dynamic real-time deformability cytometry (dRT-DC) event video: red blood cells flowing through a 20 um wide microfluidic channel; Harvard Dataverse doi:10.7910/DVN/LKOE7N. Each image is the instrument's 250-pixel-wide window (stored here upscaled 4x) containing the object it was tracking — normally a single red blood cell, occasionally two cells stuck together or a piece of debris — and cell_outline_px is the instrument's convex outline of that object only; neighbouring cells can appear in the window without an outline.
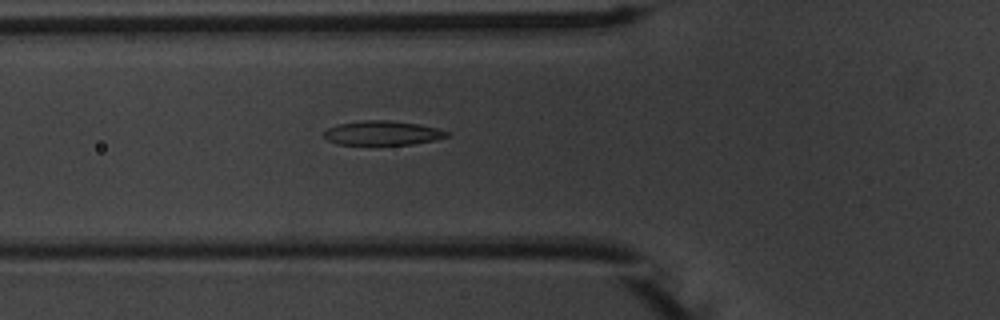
{"species": "common noctule bat (a hibernating species)", "species_latin": "Nyctalus noctula", "temperature_condition": "warm", "stored_images_in_passage": 49, "camera_frame_rate_fps": 3000, "um_per_image_px": 0.085, "animal": {"sex": "male", "body_mass_g": 20.1, "forearm_length_mm": 53.5}, "frame": {"image": 1, "passage_image": 15, "time_ms": 4.667, "image_size_px": [1000, 320], "cell_outline_px": [[448, 136], [432, 140], [412, 144], [336, 144], [328, 140], [324, 136], [324, 132], [328, 128], [340, 124], [360, 120], [388, 120], [416, 124], [436, 128], [448, 132]], "centroid_in_image_um": [32.46, 11.3], "position_along_channel_um": 93.3, "area_um2": 16.99}}
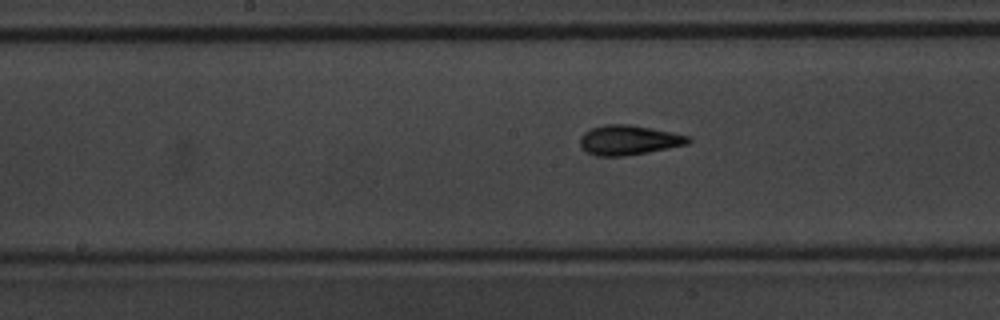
{"frame": {"image": 2, "passage_image": 23, "time_ms": 7.333, "image_size_px": [1000, 320], "cell_outline_px": [[692, 140], [688, 144], [648, 152], [624, 156], [596, 156], [580, 148], [580, 136], [584, 132], [592, 128], [604, 124], [628, 124], [652, 128], [688, 136]], "centroid_in_image_um": [53.41, 11.91], "position_along_channel_um": 194.8, "area_um2": 18.73}}
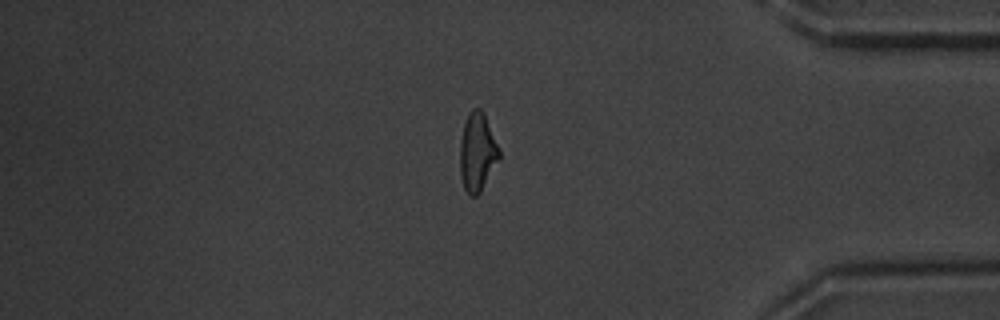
{"frame": {"image": 3, "passage_image": 41, "time_ms": 13.333, "image_size_px": [1000, 320], "cell_outline_px": [[500, 156], [480, 192], [476, 196], [468, 196], [464, 188], [460, 176], [460, 140], [464, 124], [472, 108], [480, 108], [484, 112], [500, 152]], "centroid_in_image_um": [40.55, 12.94], "position_along_channel_um": 394.7, "area_um2": 17.69}, "authors_computed_cell_mechanics": {"area_um2": 17.629, "velocity_mm_per_s": 3.7782, "shape_relaxation_time_tau1_ms": 4.314, "shape_relaxation_time_tau2_ms": 2.1862, "deformation_change_tau1": 0.1662, "deformation_change_tau2": 0.0979}}